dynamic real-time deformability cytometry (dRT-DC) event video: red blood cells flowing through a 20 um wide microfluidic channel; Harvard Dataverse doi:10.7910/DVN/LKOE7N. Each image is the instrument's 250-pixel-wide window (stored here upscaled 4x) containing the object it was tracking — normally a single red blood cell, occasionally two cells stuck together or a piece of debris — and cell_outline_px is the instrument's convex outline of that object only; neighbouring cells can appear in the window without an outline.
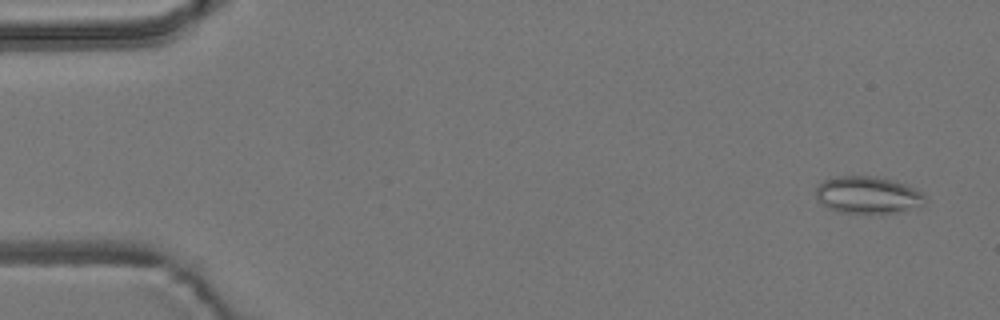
{"species": "common noctule bat (a hibernating species)", "species_latin": "Nyctalus noctula", "temperature_condition": "room temperature", "stored_images_in_passage": 6, "camera_frame_rate_fps": 3000, "um_per_image_px": 0.085, "animal": {"sex": "male", "body_mass_g": 19.2, "forearm_length_mm": 51.8}, "frame": {"image": 1, "passage_image": 1, "time_ms": 0.0, "image_size_px": [1000, 320], "cell_outline_px": [[924, 204], [920, 208], [896, 212], [836, 212], [820, 204], [816, 200], [816, 188], [824, 180], [840, 176], [876, 176], [896, 180], [908, 184], [924, 192]], "centroid_in_image_um": [73.8, 16.56], "position_along_channel_um": 11.2, "area_um2": 23.93}}